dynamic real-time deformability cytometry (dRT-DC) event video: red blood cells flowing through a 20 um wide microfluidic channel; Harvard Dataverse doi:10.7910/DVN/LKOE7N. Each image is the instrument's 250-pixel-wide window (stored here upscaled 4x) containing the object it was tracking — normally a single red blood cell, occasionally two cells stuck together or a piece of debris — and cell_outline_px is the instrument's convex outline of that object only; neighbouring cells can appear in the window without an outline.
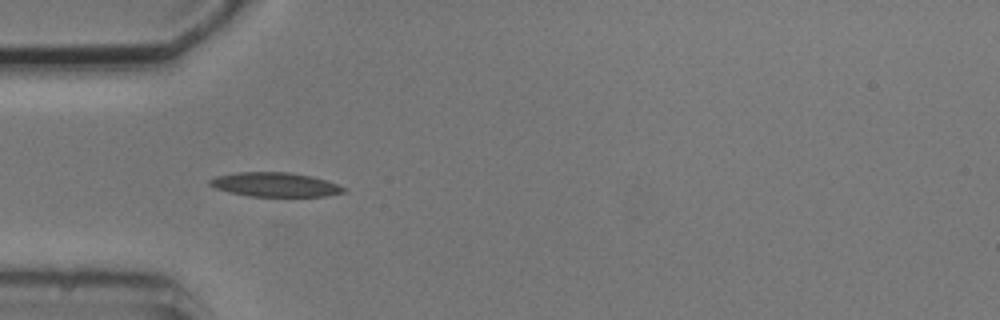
{"species": "common noctule bat (a hibernating species)", "species_latin": "Nyctalus noctula", "temperature_condition": "cold", "stored_images_in_passage": 5, "camera_frame_rate_fps": 3000, "um_per_image_px": 0.085, "animal": {"sex": "male", "body_mass_g": 20.5, "forearm_length_mm": 52.5}, "frame": {"image": 1, "passage_image": 4, "time_ms": 4.667, "image_size_px": [1000, 320], "cell_outline_px": [[348, 192], [324, 196], [248, 196], [216, 188], [208, 184], [208, 180], [216, 176], [240, 172], [288, 172], [312, 176], [348, 188]], "centroid_in_image_um": [23.41, 15.69], "position_along_channel_um": 61.6, "area_um2": 18.79}}
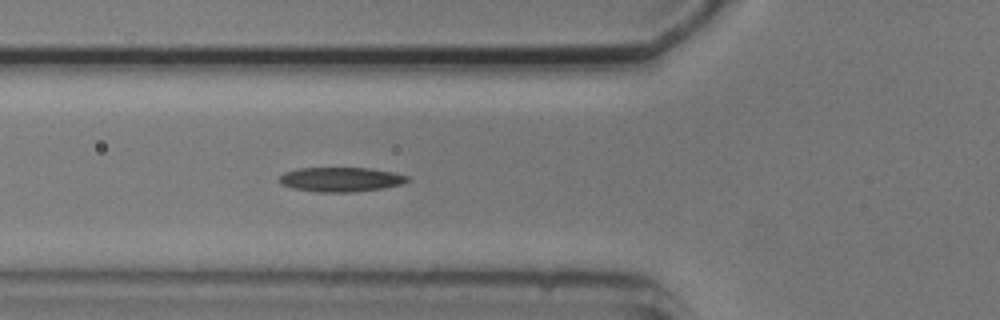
{"frame": {"image": 2, "passage_image": 5, "time_ms": 5.667, "image_size_px": [1000, 320], "cell_outline_px": [[412, 180], [400, 184], [384, 188], [356, 192], [320, 192], [292, 188], [280, 184], [276, 180], [284, 172], [296, 168], [368, 168], [392, 172], [408, 176]], "centroid_in_image_um": [28.93, 15.25], "position_along_channel_um": 96.9, "area_um2": 18.44}}